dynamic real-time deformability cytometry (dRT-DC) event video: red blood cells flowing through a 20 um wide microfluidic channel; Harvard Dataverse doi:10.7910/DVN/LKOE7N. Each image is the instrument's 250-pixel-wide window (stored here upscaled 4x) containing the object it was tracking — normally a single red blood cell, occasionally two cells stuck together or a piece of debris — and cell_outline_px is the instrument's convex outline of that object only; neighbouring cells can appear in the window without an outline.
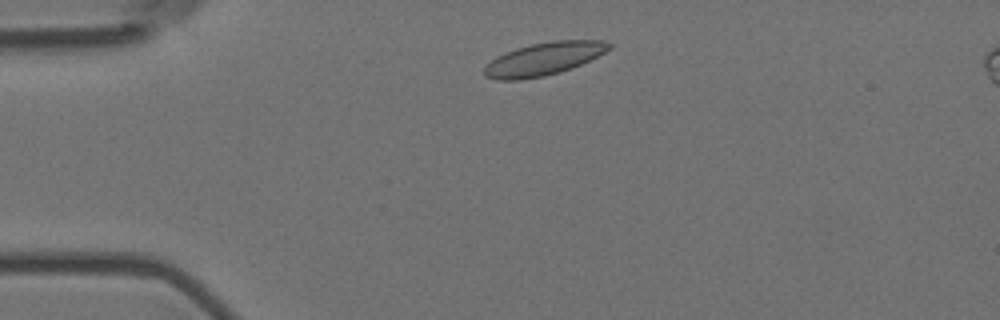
{"species": "Egyptian fruit bat (a non-hibernating species)", "species_latin": "Rousettus aegyptiacus", "temperature_condition": "room temperature", "stored_images_in_passage": 2, "camera_frame_rate_fps": 3000, "um_per_image_px": 0.085, "animal": {"sex": "female"}, "frame": {"image": 1, "passage_image": 1, "time_ms": 0.0, "image_size_px": [1000, 320], "cell_outline_px": [[612, 48], [572, 68], [560, 72], [544, 76], [520, 80], [496, 80], [484, 76], [484, 68], [496, 56], [516, 48], [532, 44], [552, 40], [604, 40], [612, 44]], "centroid_in_image_um": [46.21, 5.0], "position_along_channel_um": 38.8, "area_um2": 23.81}}